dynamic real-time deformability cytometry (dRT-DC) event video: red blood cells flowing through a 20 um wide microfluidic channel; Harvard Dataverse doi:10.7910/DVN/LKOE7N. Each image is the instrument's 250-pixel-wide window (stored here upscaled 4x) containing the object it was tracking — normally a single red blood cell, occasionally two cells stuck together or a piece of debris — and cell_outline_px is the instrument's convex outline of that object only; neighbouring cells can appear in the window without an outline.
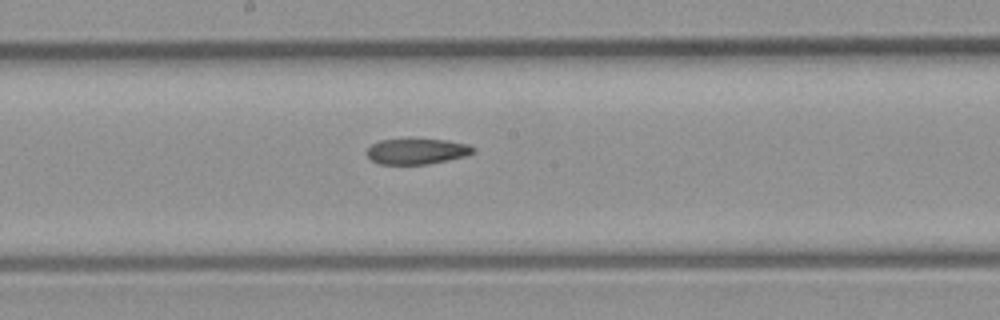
{"species": "common noctule bat (a hibernating species)", "species_latin": "Nyctalus noctula", "temperature_condition": "room temperature", "stored_images_in_passage": 22, "camera_frame_rate_fps": 3000, "um_per_image_px": 0.085, "animal": {"sex": "male", "body_mass_g": 23.1, "forearm_length_mm": 52.7}, "frame": {"image": 1, "passage_image": 13, "time_ms": 4.0, "image_size_px": [1000, 320], "cell_outline_px": [[476, 152], [464, 156], [448, 160], [428, 164], [380, 164], [372, 160], [364, 152], [372, 144], [380, 140], [444, 140], [468, 144], [476, 148]], "centroid_in_image_um": [35.44, 12.87], "position_along_channel_um": 212.8, "area_um2": 15.72}}
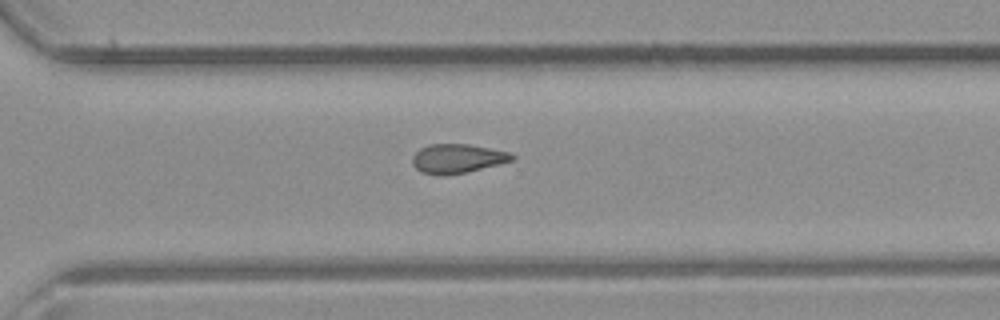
{"frame": {"image": 2, "passage_image": 19, "time_ms": 6.0, "image_size_px": [1000, 320], "cell_outline_px": [[516, 156], [512, 160], [500, 164], [468, 172], [440, 176], [420, 172], [412, 164], [412, 156], [420, 148], [432, 144], [468, 144], [512, 152]], "centroid_in_image_um": [38.89, 13.48], "position_along_channel_um": 331.7, "area_um2": 17.11}}